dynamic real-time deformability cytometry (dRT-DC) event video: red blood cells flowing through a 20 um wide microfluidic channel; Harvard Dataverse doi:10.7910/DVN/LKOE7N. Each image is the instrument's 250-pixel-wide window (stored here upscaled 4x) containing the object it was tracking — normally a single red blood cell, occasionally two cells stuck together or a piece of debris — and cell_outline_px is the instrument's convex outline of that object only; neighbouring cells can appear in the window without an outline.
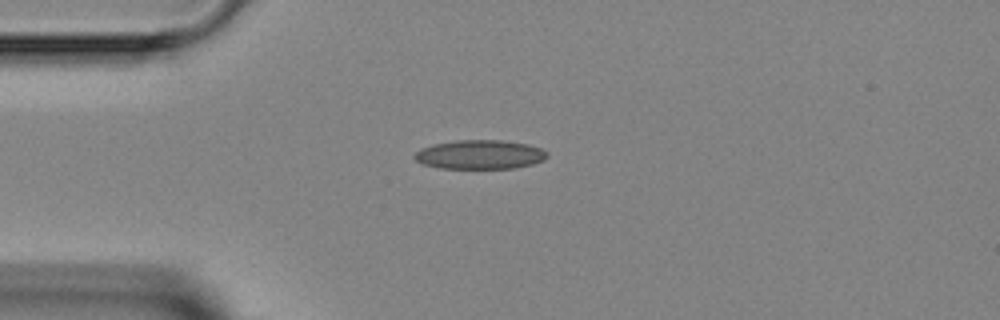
{"species": "Egyptian fruit bat (a non-hibernating species)", "species_latin": "Rousettus aegyptiacus", "temperature_condition": "room temperature", "stored_images_in_passage": 1, "camera_frame_rate_fps": 3000, "um_per_image_px": 0.085, "animal": {"sex": "female"}, "frame": {"image": 1, "passage_image": 1, "time_ms": 0.0, "image_size_px": [1000, 320], "cell_outline_px": [[548, 156], [544, 160], [532, 164], [516, 168], [440, 168], [424, 164], [416, 160], [412, 156], [420, 148], [432, 144], [456, 140], [500, 140], [528, 144], [540, 148], [548, 152]], "centroid_in_image_um": [40.79, 13.13], "position_along_channel_um": 44.2, "area_um2": 22.54}}